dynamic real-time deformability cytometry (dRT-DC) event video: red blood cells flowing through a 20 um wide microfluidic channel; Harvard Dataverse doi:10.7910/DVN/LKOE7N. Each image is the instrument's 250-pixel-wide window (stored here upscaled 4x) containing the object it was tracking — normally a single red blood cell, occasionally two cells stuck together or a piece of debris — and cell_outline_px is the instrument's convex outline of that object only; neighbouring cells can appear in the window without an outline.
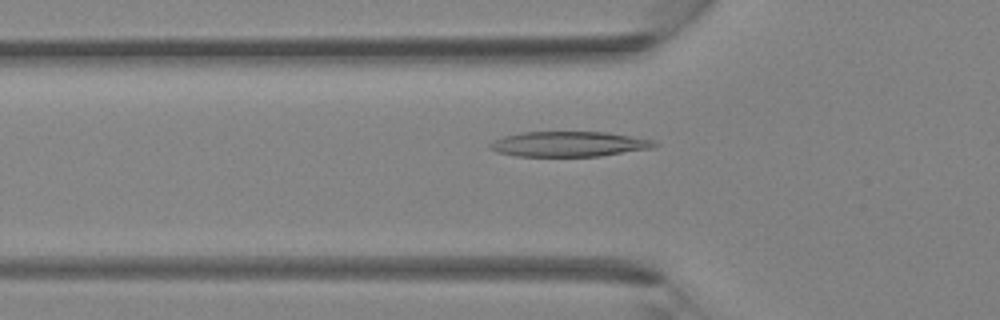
{"species": "Egyptian fruit bat (a non-hibernating species)", "species_latin": "Rousettus aegyptiacus", "temperature_condition": "room temperature", "stored_images_in_passage": 39, "camera_frame_rate_fps": 3000, "um_per_image_px": 0.085, "animal": {"sex": "female"}, "frame": {"image": 1, "passage_image": 13, "time_ms": 4.0, "image_size_px": [1000, 320], "cell_outline_px": [[660, 144], [652, 148], [600, 156], [516, 156], [496, 152], [488, 148], [488, 144], [504, 136], [524, 132], [604, 132], [652, 140]], "centroid_in_image_um": [48.32, 12.25], "position_along_channel_um": 77.5, "area_um2": 23.93}}
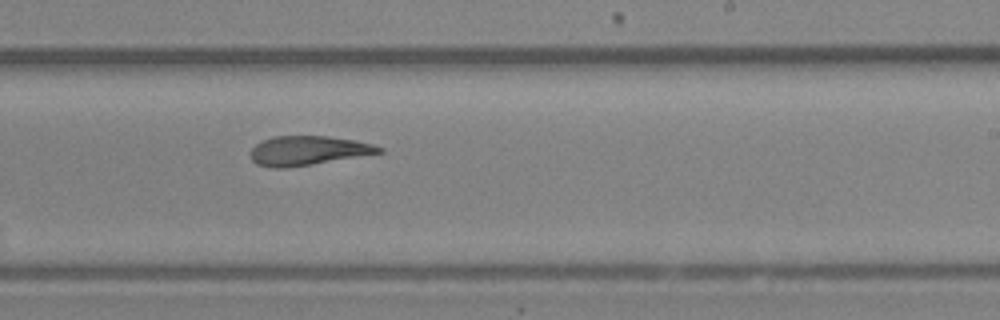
{"frame": {"image": 2, "passage_image": 24, "time_ms": 7.667, "image_size_px": [1000, 320], "cell_outline_px": [[384, 152], [312, 164], [284, 168], [272, 168], [256, 164], [252, 160], [252, 148], [256, 144], [272, 136], [328, 136], [352, 140], [372, 144], [384, 148]], "centroid_in_image_um": [26.17, 12.8], "position_along_channel_um": 262.8, "area_um2": 21.68}}
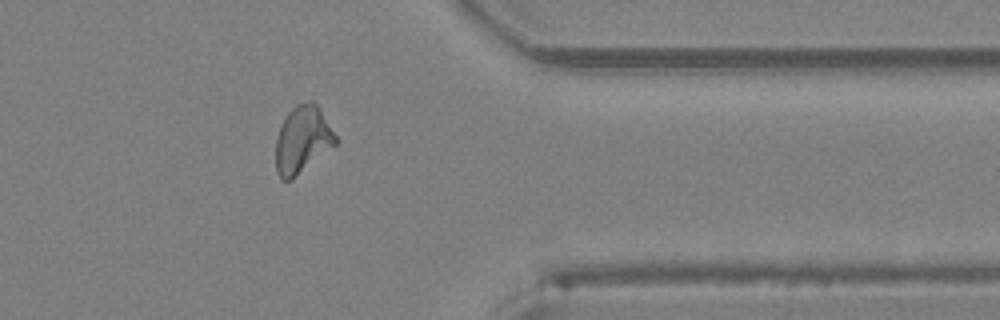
{"frame": {"image": 3, "passage_image": 32, "time_ms": 10.333, "image_size_px": [1000, 320], "cell_outline_px": [[336, 144], [292, 180], [280, 180], [276, 172], [276, 140], [280, 128], [288, 112], [296, 104], [308, 100], [312, 100], [320, 108], [336, 136]], "centroid_in_image_um": [25.7, 11.88], "position_along_channel_um": 385.7, "area_um2": 23.29}}